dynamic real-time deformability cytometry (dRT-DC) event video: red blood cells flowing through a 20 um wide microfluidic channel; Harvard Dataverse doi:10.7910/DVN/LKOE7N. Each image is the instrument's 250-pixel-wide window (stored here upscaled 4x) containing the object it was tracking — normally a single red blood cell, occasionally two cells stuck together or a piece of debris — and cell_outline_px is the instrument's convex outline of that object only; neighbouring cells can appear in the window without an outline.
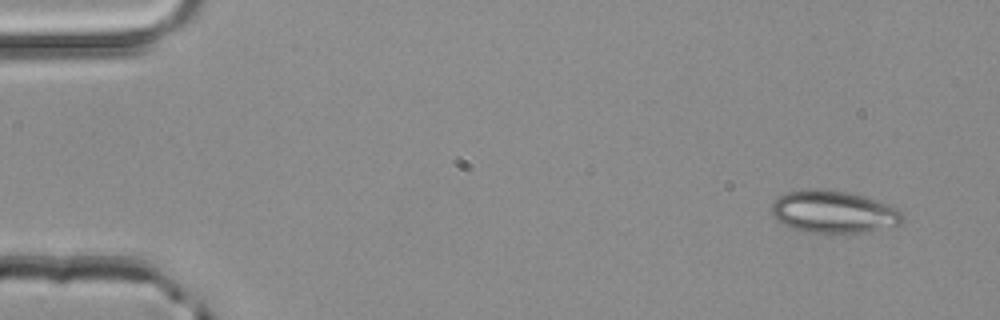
{"species": "common noctule bat (a hibernating species)", "species_latin": "Nyctalus noctula", "temperature_condition": "room temperature", "stored_images_in_passage": 3, "camera_frame_rate_fps": 3000, "um_per_image_px": 0.085, "animal": {"sex": "male", "body_mass_g": 20.4}, "frame": {"image": 1, "passage_image": 1, "time_ms": 0.0, "image_size_px": [1000, 320], "cell_outline_px": [[904, 220], [900, 224], [864, 232], [804, 232], [792, 228], [776, 220], [772, 212], [772, 204], [784, 192], [808, 188], [820, 188], [848, 192], [864, 196], [896, 208], [904, 212]], "centroid_in_image_um": [70.84, 17.99], "position_along_channel_um": 14.2, "area_um2": 32.25}}